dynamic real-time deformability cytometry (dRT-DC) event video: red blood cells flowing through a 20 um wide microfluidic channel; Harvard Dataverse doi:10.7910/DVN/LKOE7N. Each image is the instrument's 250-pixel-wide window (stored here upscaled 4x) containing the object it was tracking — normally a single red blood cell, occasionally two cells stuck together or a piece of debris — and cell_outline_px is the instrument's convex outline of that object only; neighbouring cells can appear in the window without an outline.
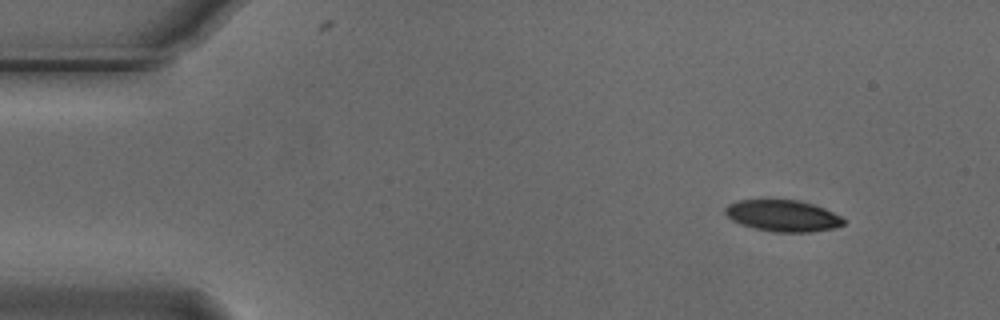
{"species": "Egyptian fruit bat (a non-hibernating species)", "species_latin": "Rousettus aegyptiacus", "temperature_condition": "cold", "stored_images_in_passage": 3, "camera_frame_rate_fps": 3000, "um_per_image_px": 0.085, "animal": {"sex": "male"}, "frame": {"image": 1, "passage_image": 1, "time_ms": 0.0, "image_size_px": [1000, 320], "cell_outline_px": [[844, 224], [836, 228], [812, 232], [772, 232], [740, 224], [732, 220], [724, 212], [724, 208], [728, 204], [740, 200], [800, 200], [824, 208], [840, 216], [844, 220]], "centroid_in_image_um": [66.54, 18.34], "position_along_channel_um": 18.5, "area_um2": 21.68}}
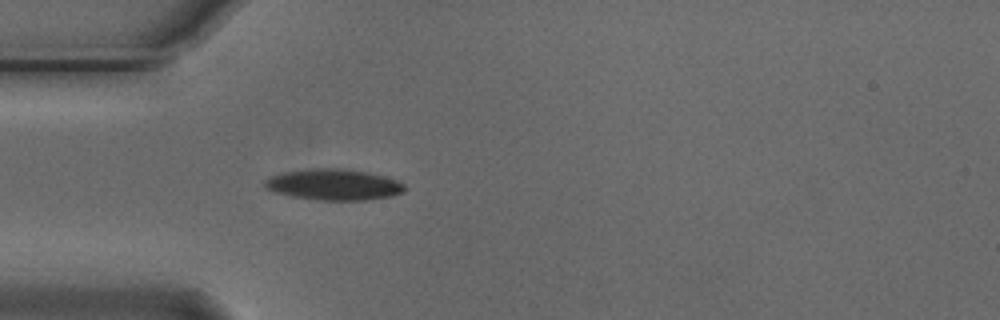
{"frame": {"image": 2, "passage_image": 3, "time_ms": 0.667, "image_size_px": [1000, 320], "cell_outline_px": [[404, 192], [392, 196], [368, 200], [316, 200], [292, 196], [276, 192], [264, 188], [264, 180], [268, 176], [280, 172], [308, 168], [344, 168], [368, 172], [396, 180], [404, 184]], "centroid_in_image_um": [28.31, 15.68], "position_along_channel_um": 56.7, "area_um2": 25.61}}